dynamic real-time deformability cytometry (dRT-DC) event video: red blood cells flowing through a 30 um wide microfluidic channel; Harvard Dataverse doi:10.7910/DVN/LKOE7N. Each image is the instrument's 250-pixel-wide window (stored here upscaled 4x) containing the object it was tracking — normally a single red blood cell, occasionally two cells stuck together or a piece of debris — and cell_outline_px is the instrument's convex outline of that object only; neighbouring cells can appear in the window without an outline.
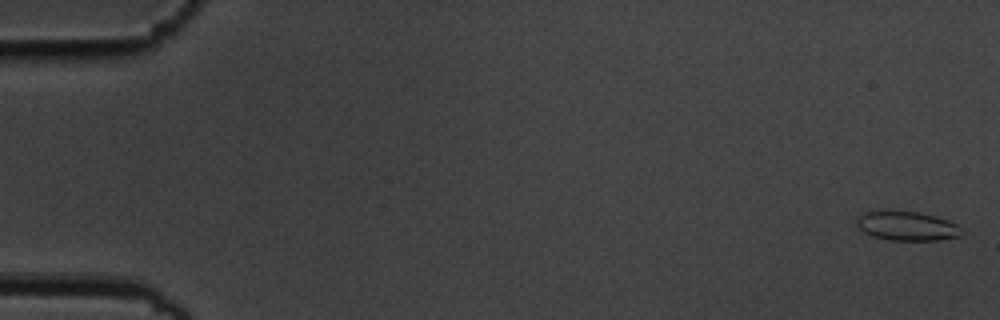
{"species": "common noctule bat (a hibernating species)", "species_latin": "Nyctalus noctula", "temperature_condition": "cold", "stored_images_in_passage": 57, "camera_frame_rate_fps": 3000, "um_per_image_px": 0.085, "animal": {"sex": "male", "body_mass_g": 19.5, "forearm_length_mm": 54.6}, "frame": {"image": 1, "passage_image": 2, "time_ms": 0.333, "image_size_px": [1000, 320], "cell_outline_px": [[964, 232], [960, 236], [940, 240], [888, 240], [872, 236], [864, 232], [856, 224], [856, 220], [864, 212], [916, 212], [936, 216], [948, 220], [956, 224]], "centroid_in_image_um": [77.13, 19.23], "position_along_channel_um": 7.9, "area_um2": 17.57}}
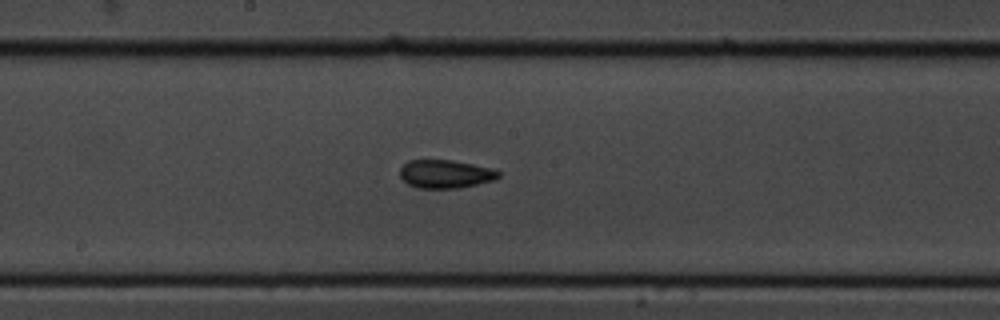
{"frame": {"image": 2, "passage_image": 31, "time_ms": 10.0, "image_size_px": [1000, 320], "cell_outline_px": [[500, 176], [496, 180], [460, 188], [416, 188], [408, 184], [400, 176], [400, 168], [408, 160], [452, 160], [496, 168], [500, 172]], "centroid_in_image_um": [37.91, 14.79], "position_along_channel_um": 210.3, "area_um2": 16.53}}
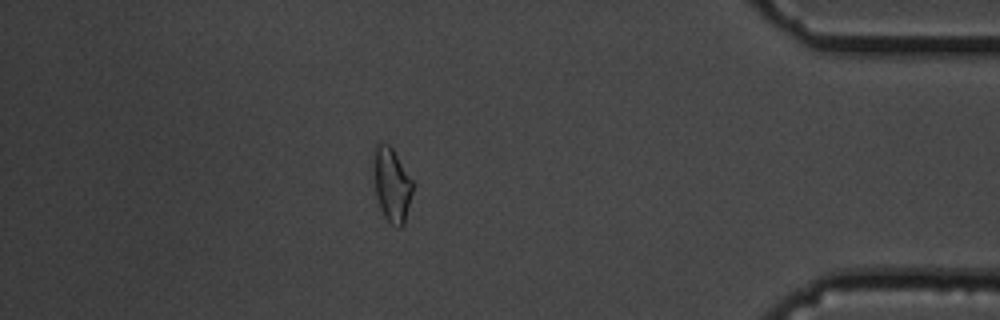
{"frame": {"image": 3, "passage_image": 50, "time_ms": 16.333, "image_size_px": [1000, 320], "cell_outline_px": [[412, 192], [404, 224], [400, 228], [396, 228], [384, 216], [380, 208], [376, 196], [372, 168], [372, 148], [376, 144], [388, 144], [392, 148], [412, 180]], "centroid_in_image_um": [33.25, 15.67], "position_along_channel_um": 402.0, "area_um2": 16.99}, "authors_computed_cell_mechanics": {"area_um2": 16.5886, "velocity_mm_per_s": 3.6076, "shape_relaxation_time_tau1_ms": 3.3748, "shape_relaxation_time_tau2_ms": 1.6207, "deformation_change_tau1": 0.0886, "deformation_change_tau2": 0.0647}}